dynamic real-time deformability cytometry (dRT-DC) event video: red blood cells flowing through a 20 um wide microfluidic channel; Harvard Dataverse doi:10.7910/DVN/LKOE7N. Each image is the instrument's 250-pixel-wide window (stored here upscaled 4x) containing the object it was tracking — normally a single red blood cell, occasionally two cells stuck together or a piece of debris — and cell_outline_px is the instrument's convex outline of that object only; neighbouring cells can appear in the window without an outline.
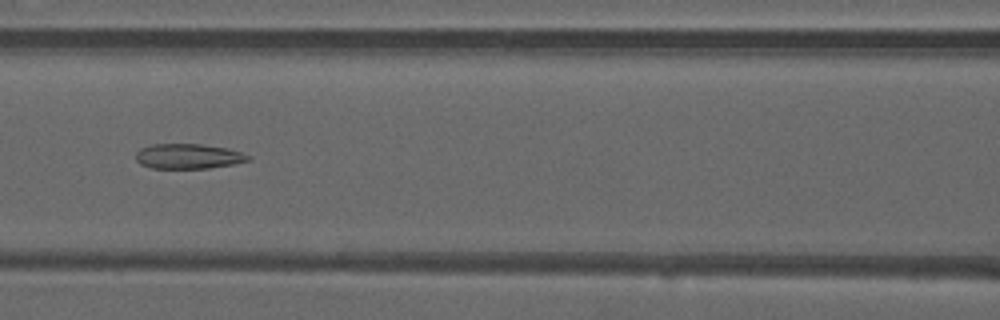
{"species": "common noctule bat (a hibernating species)", "species_latin": "Nyctalus noctula", "temperature_condition": "warm", "stored_images_in_passage": 40, "camera_frame_rate_fps": 3000, "um_per_image_px": 0.085, "animal": {"sex": "male", "forearm_length_mm": 52.5}, "frame": {"image": 1, "passage_image": 13, "time_ms": 4.0, "image_size_px": [1000, 320], "cell_outline_px": [[252, 160], [232, 164], [208, 168], [152, 168], [140, 164], [136, 160], [136, 152], [140, 148], [152, 144], [200, 144], [228, 148], [252, 156]], "centroid_in_image_um": [16.01, 13.28], "position_along_channel_um": 150.6, "area_um2": 16.42}}
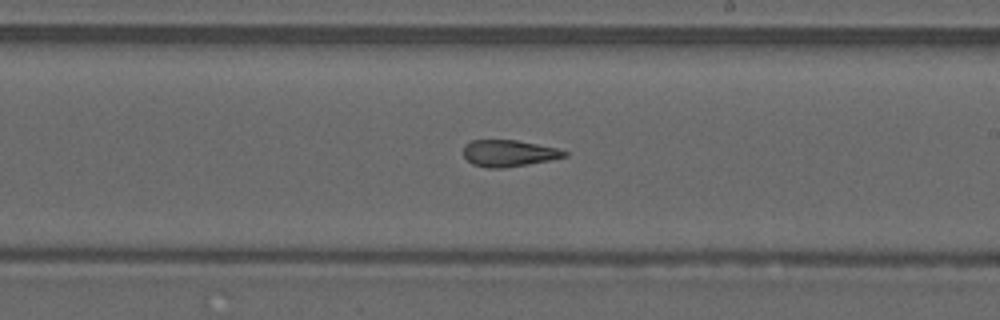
{"frame": {"image": 2, "passage_image": 20, "time_ms": 6.333, "image_size_px": [1000, 320], "cell_outline_px": [[568, 156], [528, 164], [504, 168], [488, 168], [472, 164], [464, 156], [464, 144], [472, 140], [516, 140], [556, 148], [568, 152]], "centroid_in_image_um": [43.22, 13.03], "position_along_channel_um": 245.8, "area_um2": 15.55}}
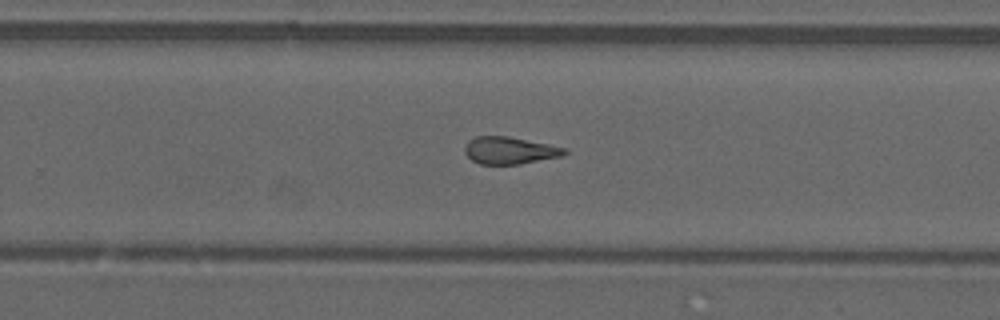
{"frame": {"image": 3, "passage_image": 23, "time_ms": 7.333, "image_size_px": [1000, 320], "cell_outline_px": [[568, 152], [564, 156], [520, 164], [480, 164], [472, 160], [464, 152], [464, 148], [468, 140], [476, 136], [508, 136], [568, 148]], "centroid_in_image_um": [43.35, 12.79], "position_along_channel_um": 286.5, "area_um2": 15.95}, "authors_computed_cell_mechanics": {"area_um2": 16.5886, "velocity_mm_per_s": 4.1022, "shape_relaxation_time_tau1_ms": null, "shape_relaxation_time_tau2_ms": 2.4856, "deformation_change_tau1": null, "deformation_change_tau2": 0.1233}}